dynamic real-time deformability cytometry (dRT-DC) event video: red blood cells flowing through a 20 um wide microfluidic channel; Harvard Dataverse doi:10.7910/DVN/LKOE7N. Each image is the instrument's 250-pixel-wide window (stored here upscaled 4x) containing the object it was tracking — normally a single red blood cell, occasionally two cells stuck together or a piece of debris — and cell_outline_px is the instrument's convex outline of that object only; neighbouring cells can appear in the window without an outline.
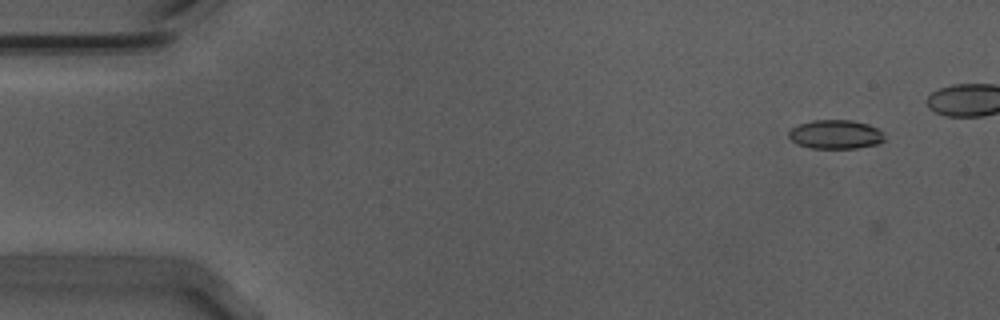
{"species": "Egyptian fruit bat (a non-hibernating species)", "species_latin": "Rousettus aegyptiacus", "temperature_condition": "warm", "stored_images_in_passage": 43, "camera_frame_rate_fps": 3000, "um_per_image_px": 0.085, "animal": {"sex": "male"}, "frame": {"image": 1, "passage_image": 2, "time_ms": 0.333, "image_size_px": [1000, 320], "cell_outline_px": [[884, 140], [876, 144], [856, 148], [812, 148], [796, 144], [788, 136], [788, 132], [792, 128], [800, 124], [812, 120], [852, 120], [868, 124], [876, 128], [880, 132]], "centroid_in_image_um": [70.98, 11.42], "position_along_channel_um": 14.0, "area_um2": 15.95}}
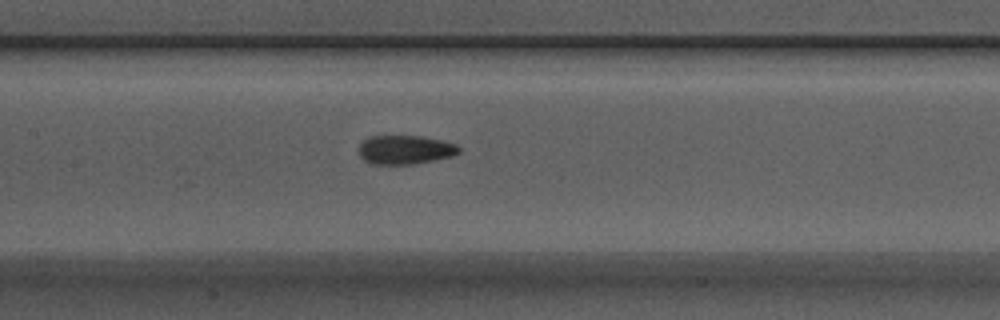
{"frame": {"image": 2, "passage_image": 24, "time_ms": 7.667, "image_size_px": [1000, 320], "cell_outline_px": [[460, 152], [452, 156], [412, 164], [368, 164], [360, 156], [360, 144], [368, 136], [424, 136], [456, 144], [460, 148]], "centroid_in_image_um": [34.42, 12.72], "position_along_channel_um": 173.0, "area_um2": 16.82}}
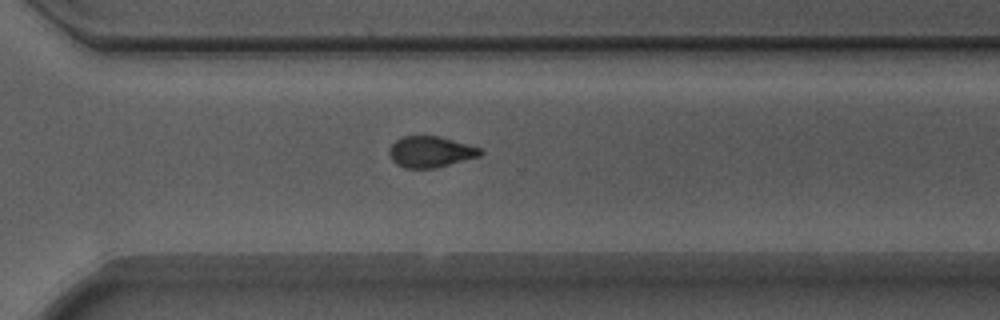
{"frame": {"image": 3, "passage_image": 37, "time_ms": 12.0, "image_size_px": [1000, 320], "cell_outline_px": [[484, 152], [480, 156], [436, 168], [404, 168], [396, 164], [392, 160], [388, 152], [392, 144], [400, 136], [440, 136], [480, 148]], "centroid_in_image_um": [36.58, 12.9], "position_along_channel_um": 334.0, "area_um2": 16.53}}